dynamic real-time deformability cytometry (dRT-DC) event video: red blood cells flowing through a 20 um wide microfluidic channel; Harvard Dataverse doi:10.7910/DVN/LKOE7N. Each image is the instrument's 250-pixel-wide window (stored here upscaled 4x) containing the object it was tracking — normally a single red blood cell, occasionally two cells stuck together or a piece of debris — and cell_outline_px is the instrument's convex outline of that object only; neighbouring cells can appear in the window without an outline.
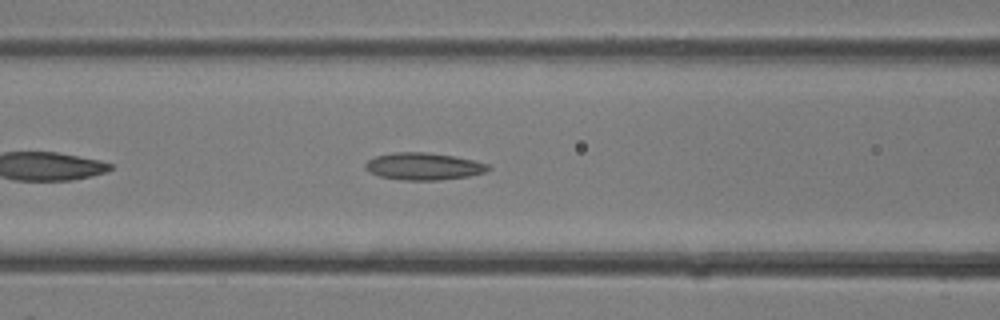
{"species": "common noctule bat (a hibernating species)", "species_latin": "Nyctalus noctula", "temperature_condition": "room temperature", "stored_images_in_passage": 19, "camera_frame_rate_fps": 3000, "um_per_image_px": 0.085, "animal": {"sex": "female"}, "frame": {"image": 1, "passage_image": 5, "time_ms": 1.333, "image_size_px": [1000, 320], "cell_outline_px": [[492, 168], [488, 172], [468, 176], [440, 180], [404, 180], [380, 176], [368, 172], [364, 168], [364, 164], [368, 160], [376, 156], [396, 152], [428, 152], [452, 156], [472, 160], [488, 164]], "centroid_in_image_um": [36.01, 14.14], "position_along_channel_um": 130.6, "area_um2": 19.48}}
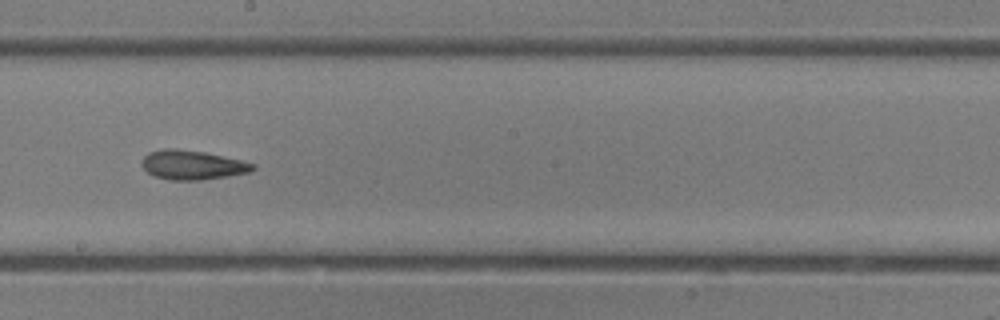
{"frame": {"image": 2, "passage_image": 10, "time_ms": 3.0, "image_size_px": [1000, 320], "cell_outline_px": [[256, 168], [248, 172], [228, 176], [200, 180], [172, 180], [156, 176], [148, 172], [140, 164], [144, 156], [148, 152], [168, 148], [176, 148], [204, 152], [240, 160], [256, 164]], "centroid_in_image_um": [16.34, 14.01], "position_along_channel_um": 231.9, "area_um2": 18.79}}
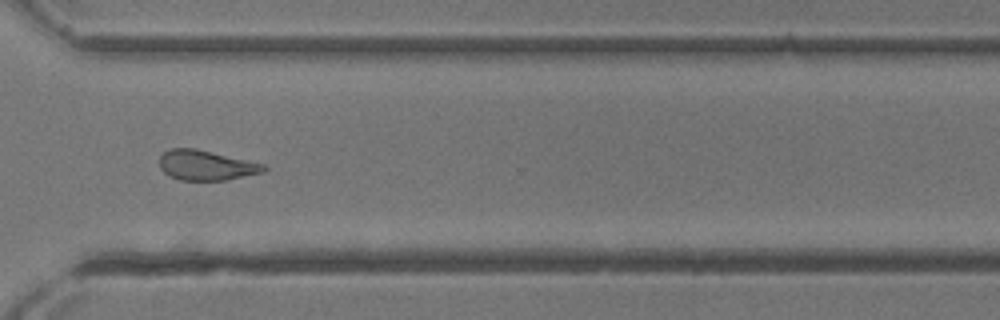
{"frame": {"image": 3, "passage_image": 16, "time_ms": 5.0, "image_size_px": [1000, 320], "cell_outline_px": [[268, 168], [264, 172], [228, 180], [180, 180], [168, 176], [160, 168], [160, 156], [164, 152], [172, 148], [196, 148], [264, 164]], "centroid_in_image_um": [17.52, 14.05], "position_along_channel_um": 353.1, "area_um2": 18.26}}